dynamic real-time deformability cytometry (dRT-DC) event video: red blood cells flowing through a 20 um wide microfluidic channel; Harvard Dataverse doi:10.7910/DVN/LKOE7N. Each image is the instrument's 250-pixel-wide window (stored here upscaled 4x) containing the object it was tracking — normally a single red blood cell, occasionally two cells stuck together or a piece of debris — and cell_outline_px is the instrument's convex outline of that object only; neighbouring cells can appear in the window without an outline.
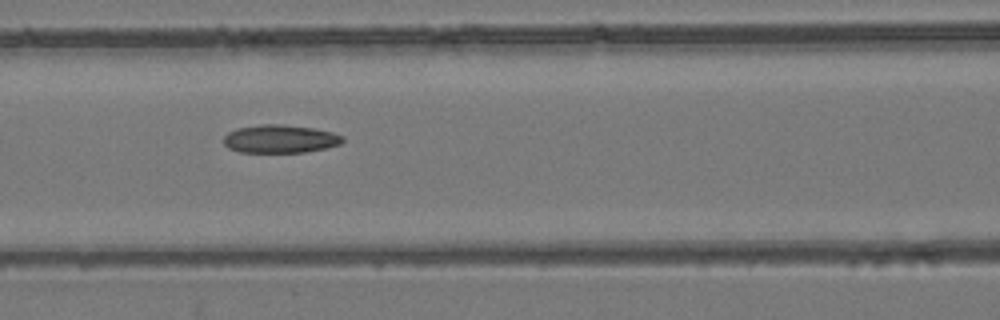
{"species": "common noctule bat (a hibernating species)", "species_latin": "Nyctalus noctula", "temperature_condition": "room temperature", "stored_images_in_passage": 3, "camera_frame_rate_fps": 3000, "um_per_image_px": 0.085, "animal": {"sex": "female", "body_mass_g": 24.6, "forearm_length_mm": 56.2}, "frame": {"image": 1, "passage_image": 3, "time_ms": 3.0, "image_size_px": [1000, 320], "cell_outline_px": [[344, 140], [340, 144], [324, 148], [304, 152], [240, 152], [228, 148], [224, 144], [224, 136], [228, 132], [236, 128], [260, 124], [280, 124], [312, 128], [332, 132], [344, 136]], "centroid_in_image_um": [23.78, 11.8], "position_along_channel_um": 142.8, "area_um2": 19.48}}